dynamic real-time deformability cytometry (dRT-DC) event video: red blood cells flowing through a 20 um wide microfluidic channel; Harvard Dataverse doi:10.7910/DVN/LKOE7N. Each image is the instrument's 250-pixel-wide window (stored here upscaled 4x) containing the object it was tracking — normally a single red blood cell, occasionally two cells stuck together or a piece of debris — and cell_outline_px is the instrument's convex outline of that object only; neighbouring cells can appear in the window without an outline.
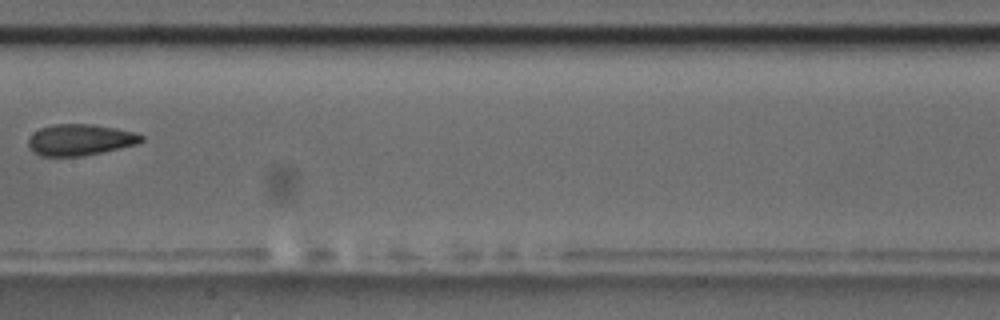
{"species": "common noctule bat (a hibernating species)", "species_latin": "Nyctalus noctula", "temperature_condition": "room temperature", "stored_images_in_passage": 9, "camera_frame_rate_fps": 3000, "um_per_image_px": 0.085, "animal": {"sex": "male", "body_mass_g": 17.5, "forearm_length_mm": 52.3}, "frame": {"image": 1, "passage_image": 8, "time_ms": 9.0, "image_size_px": [1000, 320], "cell_outline_px": [[144, 140], [136, 144], [84, 156], [40, 156], [32, 152], [28, 144], [28, 140], [40, 128], [56, 124], [92, 124], [116, 128], [136, 132], [144, 136]], "centroid_in_image_um": [6.82, 11.88], "position_along_channel_um": 200.6, "area_um2": 20.52}}
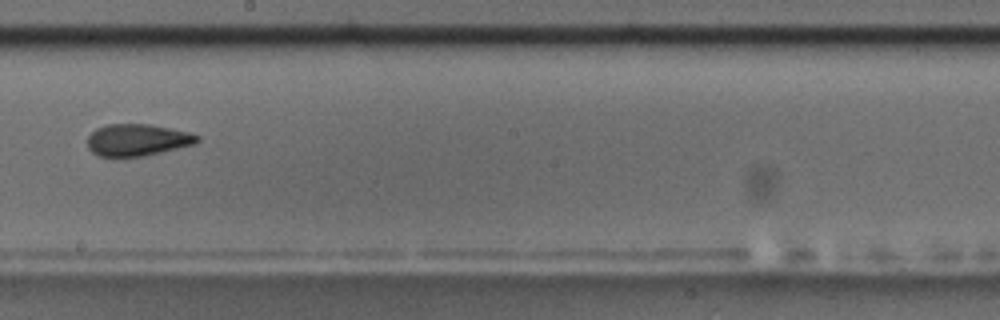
{"frame": {"image": 2, "passage_image": 9, "time_ms": 10.0, "image_size_px": [1000, 320], "cell_outline_px": [[200, 140], [196, 144], [144, 156], [100, 156], [92, 152], [88, 148], [88, 136], [96, 128], [108, 124], [152, 124], [188, 132], [200, 136]], "centroid_in_image_um": [11.7, 11.89], "position_along_channel_um": 236.5, "area_um2": 20.4}}